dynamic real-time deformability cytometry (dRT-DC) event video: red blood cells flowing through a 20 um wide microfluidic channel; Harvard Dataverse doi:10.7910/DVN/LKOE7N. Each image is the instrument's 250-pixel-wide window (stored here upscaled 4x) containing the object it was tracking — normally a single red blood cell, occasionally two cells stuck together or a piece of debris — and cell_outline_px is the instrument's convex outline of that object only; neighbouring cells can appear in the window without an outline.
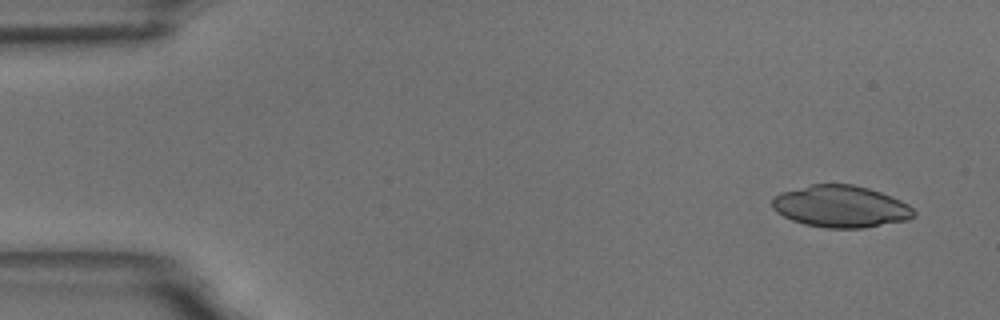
{"species": "common noctule bat (a hibernating species)", "species_latin": "Nyctalus noctula", "temperature_condition": "room temperature", "stored_images_in_passage": 15, "camera_frame_rate_fps": 3000, "um_per_image_px": 0.085, "animal": {"sex": "male", "body_mass_g": 18.8}, "frame": {"image": 1, "passage_image": 4, "time_ms": 1.0, "image_size_px": [1000, 320], "cell_outline_px": [[916, 212], [908, 220], [864, 228], [824, 228], [804, 224], [792, 220], [776, 212], [772, 208], [772, 196], [780, 192], [812, 184], [852, 184], [868, 188], [880, 192], [900, 200], [908, 204]], "centroid_in_image_um": [71.43, 17.55], "position_along_channel_um": 13.6, "area_um2": 34.68}}